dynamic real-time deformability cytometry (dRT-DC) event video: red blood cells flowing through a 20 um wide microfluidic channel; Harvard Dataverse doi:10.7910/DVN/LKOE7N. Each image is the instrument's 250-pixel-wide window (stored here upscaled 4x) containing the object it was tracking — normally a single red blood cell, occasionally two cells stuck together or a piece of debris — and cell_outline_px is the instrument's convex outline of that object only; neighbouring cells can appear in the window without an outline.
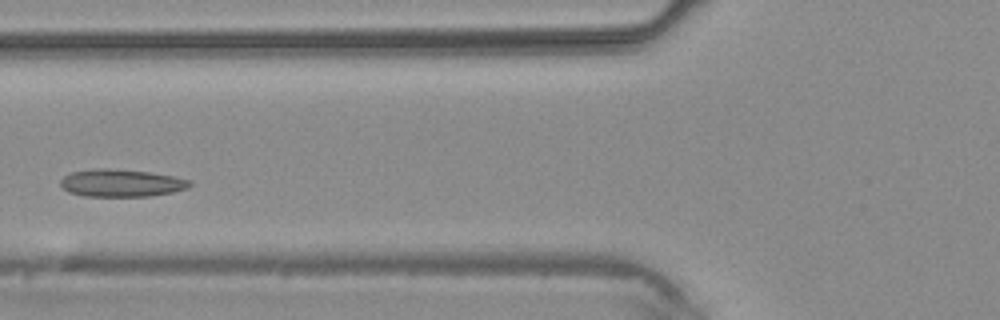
{"species": "common noctule bat (a hibernating species)", "species_latin": "Nyctalus noctula", "temperature_condition": "warm", "stored_images_in_passage": 3, "camera_frame_rate_fps": 3000, "um_per_image_px": 0.085, "animal": {"sex": "male", "body_mass_g": 20.4}, "frame": {"image": 1, "passage_image": 3, "time_ms": 2.0, "image_size_px": [1000, 320], "cell_outline_px": [[192, 184], [188, 188], [172, 192], [148, 196], [84, 196], [68, 192], [60, 184], [60, 180], [64, 176], [72, 172], [100, 168], [108, 168], [148, 172], [172, 176], [192, 180]], "centroid_in_image_um": [10.32, 15.56], "position_along_channel_um": 115.5, "area_um2": 20.58}}